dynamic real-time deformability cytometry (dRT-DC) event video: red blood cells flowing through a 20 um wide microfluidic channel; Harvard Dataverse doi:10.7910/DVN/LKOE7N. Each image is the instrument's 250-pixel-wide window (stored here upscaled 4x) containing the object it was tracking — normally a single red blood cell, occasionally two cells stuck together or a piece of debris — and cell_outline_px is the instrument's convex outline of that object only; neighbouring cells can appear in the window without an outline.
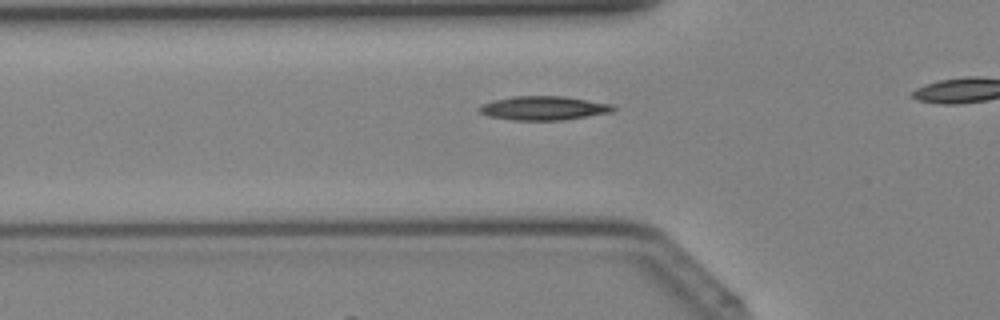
{"species": "Egyptian fruit bat (a non-hibernating species)", "species_latin": "Rousettus aegyptiacus", "temperature_condition": "cold", "stored_images_in_passage": 26, "camera_frame_rate_fps": 3000, "um_per_image_px": 0.085, "animal": {"sex": "female"}, "frame": {"image": 1, "passage_image": 7, "time_ms": 2.0, "image_size_px": [1000, 320], "cell_outline_px": [[616, 108], [612, 112], [564, 120], [512, 120], [488, 116], [480, 112], [476, 108], [480, 104], [492, 100], [516, 96], [564, 96], [612, 104]], "centroid_in_image_um": [46.17, 9.19], "position_along_channel_um": 79.6, "area_um2": 18.79}}
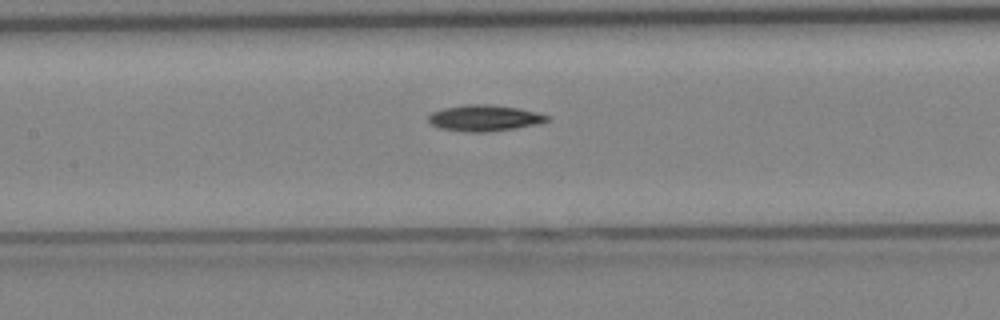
{"frame": {"image": 2, "passage_image": 12, "time_ms": 3.667, "image_size_px": [1000, 320], "cell_outline_px": [[548, 120], [540, 124], [516, 128], [484, 132], [464, 132], [440, 128], [432, 124], [428, 120], [428, 116], [432, 112], [444, 108], [464, 104], [488, 104], [520, 108], [536, 112], [548, 116]], "centroid_in_image_um": [41.17, 10.03], "position_along_channel_um": 166.2, "area_um2": 18.09}}
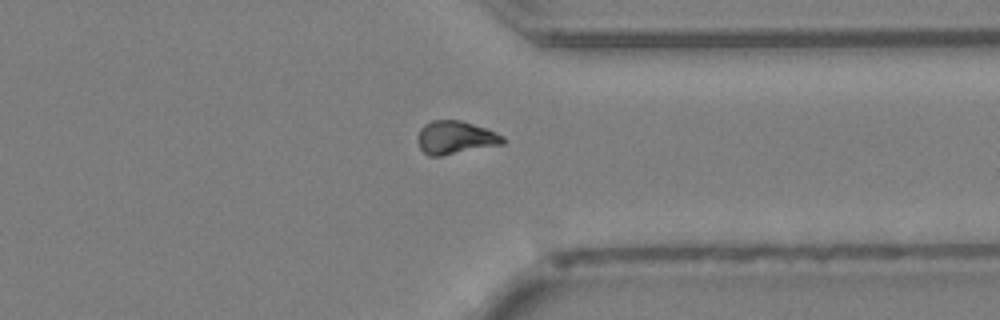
{"frame": {"image": 3, "passage_image": 24, "time_ms": 7.667, "image_size_px": [1000, 320], "cell_outline_px": [[504, 144], [440, 156], [428, 156], [420, 148], [416, 140], [416, 136], [420, 128], [424, 124], [432, 120], [464, 120], [496, 132], [504, 136]], "centroid_in_image_um": [38.68, 11.68], "position_along_channel_um": 372.7, "area_um2": 16.7}}